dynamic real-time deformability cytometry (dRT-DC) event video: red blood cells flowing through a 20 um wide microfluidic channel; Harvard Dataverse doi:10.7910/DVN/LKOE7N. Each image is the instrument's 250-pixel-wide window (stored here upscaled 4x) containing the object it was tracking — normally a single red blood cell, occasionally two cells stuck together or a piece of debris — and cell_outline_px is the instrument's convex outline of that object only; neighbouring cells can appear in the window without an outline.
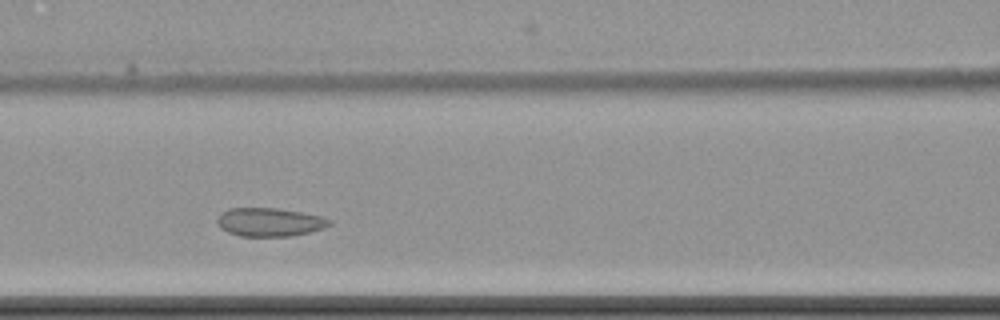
{"species": "common noctule bat (a hibernating species)", "species_latin": "Nyctalus noctula", "temperature_condition": "cold", "stored_images_in_passage": 5, "camera_frame_rate_fps": 3000, "um_per_image_px": 0.085, "animal": {"sex": "female", "body_mass_g": 22.7, "forearm_length_mm": 54.2}, "frame": {"image": 1, "passage_image": 4, "time_ms": 3.333, "image_size_px": [1000, 320], "cell_outline_px": [[332, 224], [324, 228], [292, 236], [240, 236], [228, 232], [220, 228], [216, 224], [216, 216], [220, 212], [228, 208], [276, 208], [300, 212], [320, 216], [332, 220]], "centroid_in_image_um": [22.86, 18.87], "position_along_channel_um": 143.7, "area_um2": 18.79}}
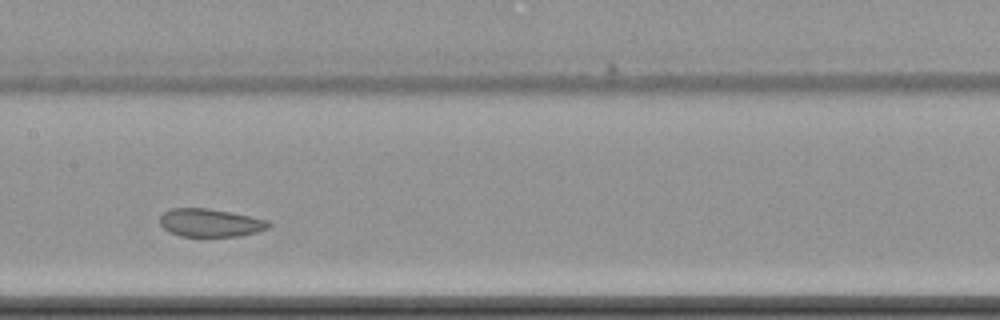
{"frame": {"image": 2, "passage_image": 5, "time_ms": 4.667, "image_size_px": [1000, 320], "cell_outline_px": [[272, 224], [268, 228], [256, 232], [240, 236], [180, 236], [164, 228], [160, 224], [160, 216], [164, 212], [172, 208], [208, 208], [232, 212], [268, 220]], "centroid_in_image_um": [17.89, 18.93], "position_along_channel_um": 189.5, "area_um2": 17.74}}